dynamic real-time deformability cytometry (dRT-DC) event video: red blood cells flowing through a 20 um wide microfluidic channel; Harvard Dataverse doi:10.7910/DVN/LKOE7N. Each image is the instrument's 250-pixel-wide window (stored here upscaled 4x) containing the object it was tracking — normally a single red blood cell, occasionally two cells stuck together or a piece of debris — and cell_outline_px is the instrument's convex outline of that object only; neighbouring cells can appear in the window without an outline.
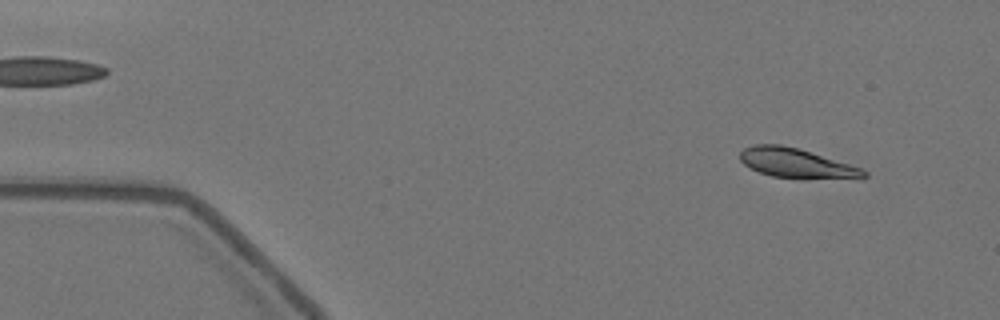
{"species": "Egyptian fruit bat (a non-hibernating species)", "species_latin": "Rousettus aegyptiacus", "temperature_condition": "warm", "stored_images_in_passage": 21, "camera_frame_rate_fps": 3000, "um_per_image_px": 0.085, "animal": {"sex": "female"}, "frame": {"image": 1, "passage_image": 1, "time_ms": 0.0, "image_size_px": [1000, 320], "cell_outline_px": [[868, 176], [864, 180], [800, 180], [772, 176], [760, 172], [744, 164], [740, 160], [740, 152], [744, 148], [752, 144], [780, 144], [796, 148], [864, 168], [868, 172]], "centroid_in_image_um": [67.85, 13.93], "position_along_channel_um": 17.2, "area_um2": 22.25}}
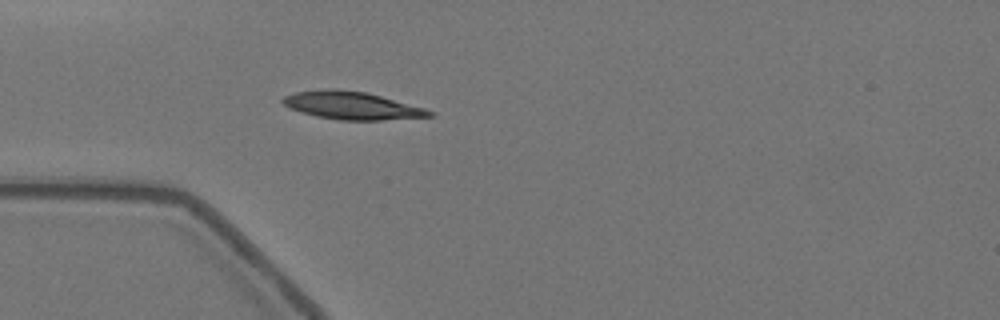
{"frame": {"image": 2, "passage_image": 12, "time_ms": 3.667, "image_size_px": [1000, 320], "cell_outline_px": [[436, 116], [380, 120], [340, 120], [316, 116], [300, 112], [284, 104], [280, 100], [284, 96], [296, 92], [324, 88], [336, 88], [368, 92], [424, 108], [432, 112]], "centroid_in_image_um": [29.89, 8.96], "position_along_channel_um": 55.1, "area_um2": 23.76}}